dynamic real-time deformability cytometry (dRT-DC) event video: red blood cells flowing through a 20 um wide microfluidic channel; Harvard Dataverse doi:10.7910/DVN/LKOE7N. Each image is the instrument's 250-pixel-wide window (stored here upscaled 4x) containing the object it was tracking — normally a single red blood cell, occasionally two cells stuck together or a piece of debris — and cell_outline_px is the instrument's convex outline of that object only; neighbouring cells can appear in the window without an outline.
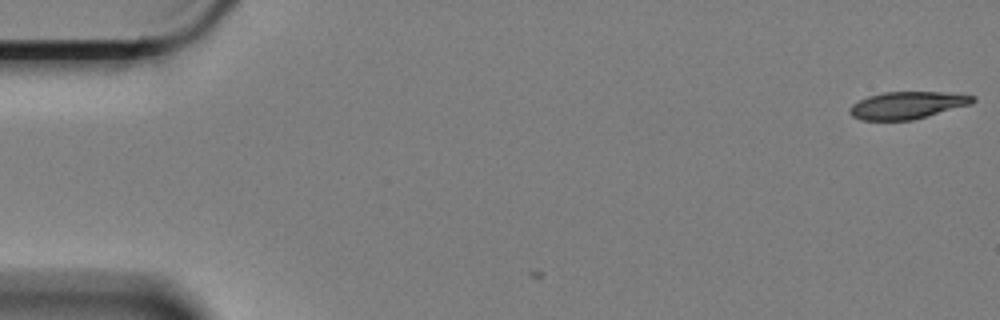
{"species": "Egyptian fruit bat (a non-hibernating species)", "species_latin": "Rousettus aegyptiacus", "temperature_condition": "cold", "stored_images_in_passage": 4, "camera_frame_rate_fps": 3000, "um_per_image_px": 0.085, "animal": {"sex": "female"}, "frame": {"image": 1, "passage_image": 4, "time_ms": 1.0, "image_size_px": [1000, 320], "cell_outline_px": [[976, 100], [972, 104], [912, 120], [860, 120], [852, 116], [848, 112], [852, 104], [868, 96], [884, 92], [940, 92], [972, 96]], "centroid_in_image_um": [77.08, 8.95], "position_along_channel_um": 7.9, "area_um2": 19.36}}